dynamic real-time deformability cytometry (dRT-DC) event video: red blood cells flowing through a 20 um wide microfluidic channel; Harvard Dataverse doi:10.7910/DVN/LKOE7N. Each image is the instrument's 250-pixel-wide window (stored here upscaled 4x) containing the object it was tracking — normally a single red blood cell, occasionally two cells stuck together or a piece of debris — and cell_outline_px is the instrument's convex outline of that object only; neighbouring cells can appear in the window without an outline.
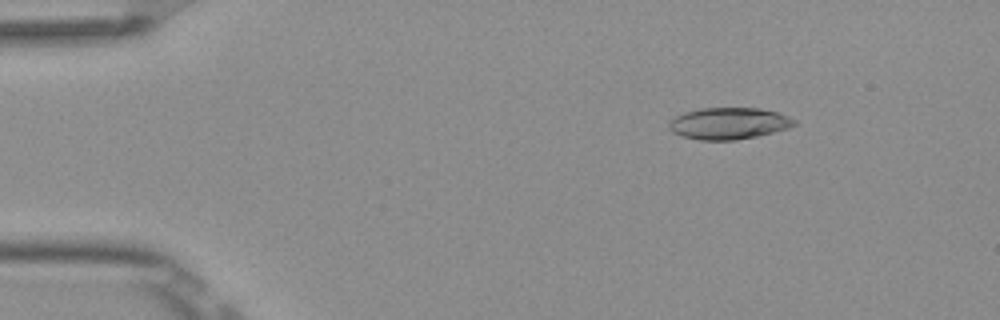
{"species": "Egyptian fruit bat (a non-hibernating species)", "species_latin": "Rousettus aegyptiacus", "temperature_condition": "room temperature", "stored_images_in_passage": 5, "camera_frame_rate_fps": 3000, "um_per_image_px": 0.085, "frame": {"image": 1, "passage_image": 2, "time_ms": 0.333, "image_size_px": [1000, 320], "cell_outline_px": [[796, 124], [788, 128], [756, 136], [736, 140], [700, 140], [684, 136], [672, 132], [668, 128], [668, 124], [676, 116], [684, 112], [700, 108], [760, 108], [776, 112], [788, 116], [796, 120]], "centroid_in_image_um": [61.94, 10.48], "position_along_channel_um": 23.1, "area_um2": 23.0}}
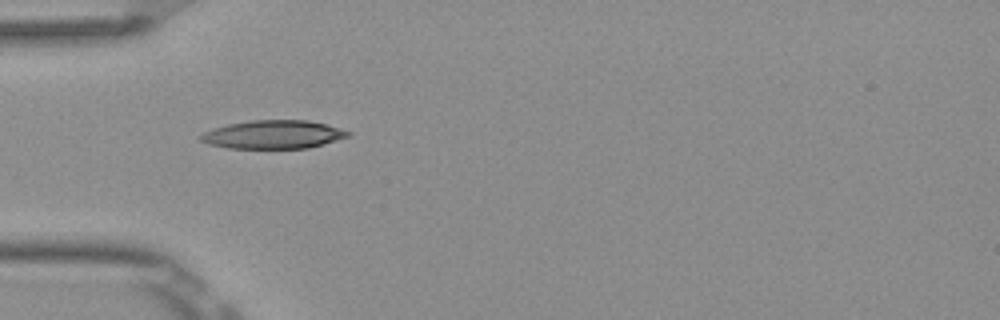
{"frame": {"image": 2, "passage_image": 4, "time_ms": 1.0, "image_size_px": [1000, 320], "cell_outline_px": [[352, 132], [348, 136], [308, 148], [228, 148], [208, 144], [200, 140], [196, 136], [212, 128], [228, 124], [252, 120], [308, 120], [324, 124]], "centroid_in_image_um": [23.15, 11.43], "position_along_channel_um": 61.9, "area_um2": 24.22}}
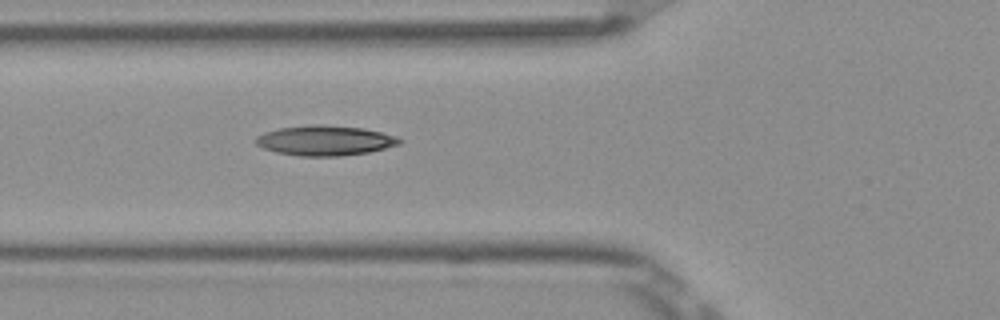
{"frame": {"image": 3, "passage_image": 5, "time_ms": 1.333, "image_size_px": [1000, 320], "cell_outline_px": [[404, 140], [400, 144], [368, 152], [340, 156], [300, 156], [276, 152], [264, 148], [256, 144], [252, 140], [256, 136], [264, 132], [280, 128], [312, 124], [316, 124], [364, 128], [396, 136]], "centroid_in_image_um": [27.6, 11.94], "position_along_channel_um": 98.2, "area_um2": 25.14}}